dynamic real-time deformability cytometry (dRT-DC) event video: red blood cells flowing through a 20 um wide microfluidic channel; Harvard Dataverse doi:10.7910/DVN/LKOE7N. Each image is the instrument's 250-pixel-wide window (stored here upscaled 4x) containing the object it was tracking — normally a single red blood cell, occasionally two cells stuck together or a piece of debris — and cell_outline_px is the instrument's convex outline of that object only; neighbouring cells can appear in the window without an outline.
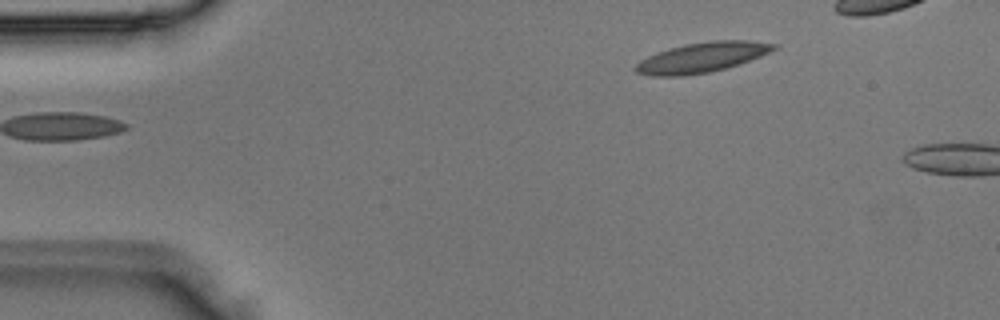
{"species": "Egyptian fruit bat (a non-hibernating species)", "species_latin": "Rousettus aegyptiacus", "temperature_condition": "room temperature", "stored_images_in_passage": 2, "camera_frame_rate_fps": 3000, "um_per_image_px": 0.085, "animal": {"sex": "male"}, "frame": {"image": 1, "passage_image": 1, "time_ms": 0.0, "image_size_px": [1000, 320], "cell_outline_px": [[780, 48], [740, 64], [728, 68], [708, 72], [684, 76], [652, 76], [636, 72], [632, 68], [640, 60], [648, 56], [684, 44], [716, 40], [748, 40], [780, 44]], "centroid_in_image_um": [59.72, 4.88], "position_along_channel_um": 25.3, "area_um2": 24.28}}